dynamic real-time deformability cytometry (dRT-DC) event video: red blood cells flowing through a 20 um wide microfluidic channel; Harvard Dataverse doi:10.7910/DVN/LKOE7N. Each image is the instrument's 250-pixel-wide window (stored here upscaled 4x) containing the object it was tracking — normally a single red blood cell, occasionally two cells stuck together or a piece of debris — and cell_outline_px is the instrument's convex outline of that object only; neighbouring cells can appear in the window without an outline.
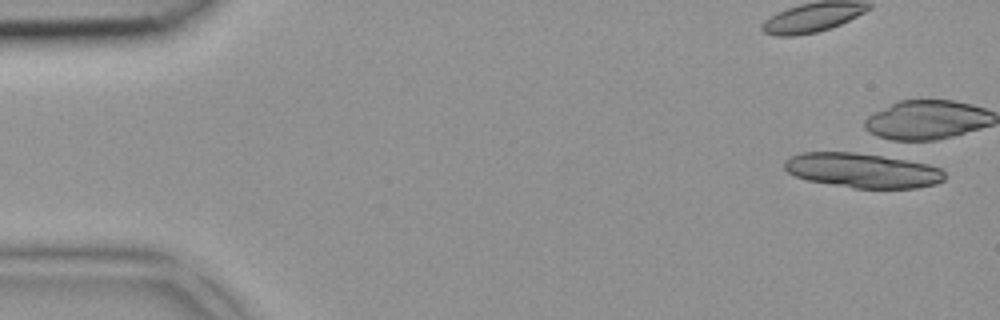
{"species": "common noctule bat (a hibernating species)", "species_latin": "Nyctalus noctula", "temperature_condition": "room temperature", "stored_images_in_passage": 4, "camera_frame_rate_fps": 3000, "um_per_image_px": 0.085, "animal": {"sex": "female", "body_mass_g": 18.4}, "frame": {"image": 1, "passage_image": 1, "time_ms": 0.0, "image_size_px": [1000, 320], "cell_outline_px": [[944, 180], [936, 184], [916, 188], [852, 188], [808, 180], [796, 176], [788, 172], [784, 168], [784, 160], [800, 152], [852, 152], [896, 156], [928, 164], [940, 168], [944, 172]], "centroid_in_image_um": [73.35, 14.47], "position_along_channel_um": 11.7, "area_um2": 32.83}}